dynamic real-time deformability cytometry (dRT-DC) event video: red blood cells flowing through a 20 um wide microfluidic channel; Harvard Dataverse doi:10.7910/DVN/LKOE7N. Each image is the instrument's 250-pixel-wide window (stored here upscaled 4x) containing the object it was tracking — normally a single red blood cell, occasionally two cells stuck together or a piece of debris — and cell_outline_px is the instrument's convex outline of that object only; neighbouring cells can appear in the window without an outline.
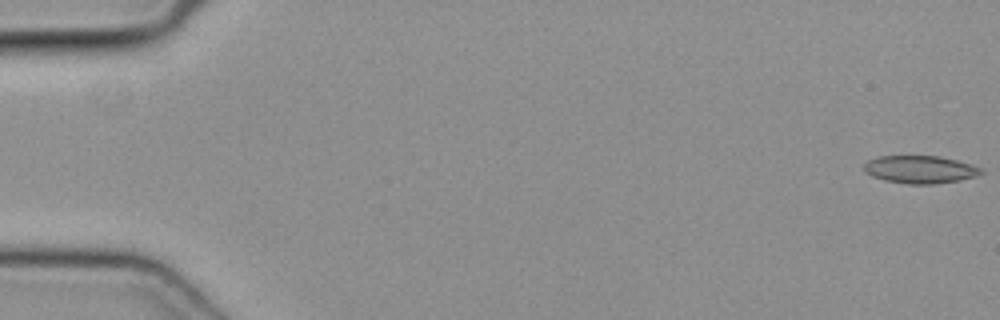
{"species": "common noctule bat (a hibernating species)", "species_latin": "Nyctalus noctula", "temperature_condition": "cold", "stored_images_in_passage": 26, "camera_frame_rate_fps": 3000, "um_per_image_px": 0.085, "animal": {"sex": "female", "body_mass_g": 19.3, "forearm_length_mm": 54.1}, "frame": {"image": 1, "passage_image": 1, "time_ms": 0.0, "image_size_px": [1000, 320], "cell_outline_px": [[984, 172], [976, 176], [960, 180], [936, 184], [908, 184], [884, 180], [872, 176], [864, 172], [864, 164], [868, 160], [876, 156], [940, 156], [956, 160], [980, 168]], "centroid_in_image_um": [78.17, 14.41], "position_along_channel_um": 6.8, "area_um2": 18.9}}
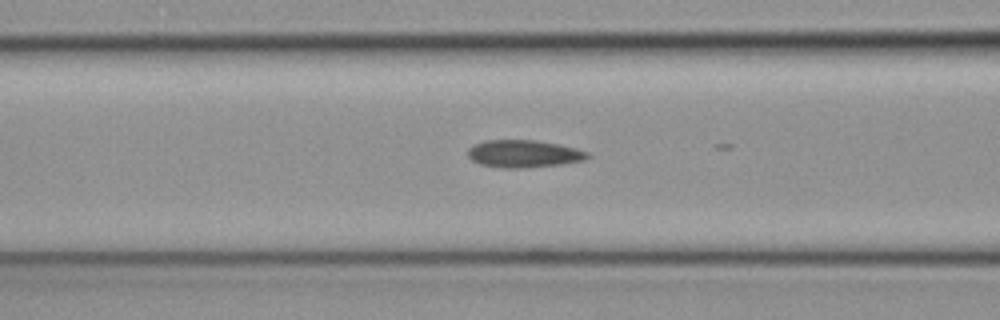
{"frame": {"image": 2, "passage_image": 21, "time_ms": 6.667, "image_size_px": [1000, 320], "cell_outline_px": [[592, 156], [584, 160], [560, 164], [524, 168], [500, 168], [480, 164], [472, 160], [468, 156], [468, 148], [484, 140], [536, 140], [560, 144], [588, 152]], "centroid_in_image_um": [44.52, 13.07], "position_along_channel_um": 122.1, "area_um2": 19.19}}
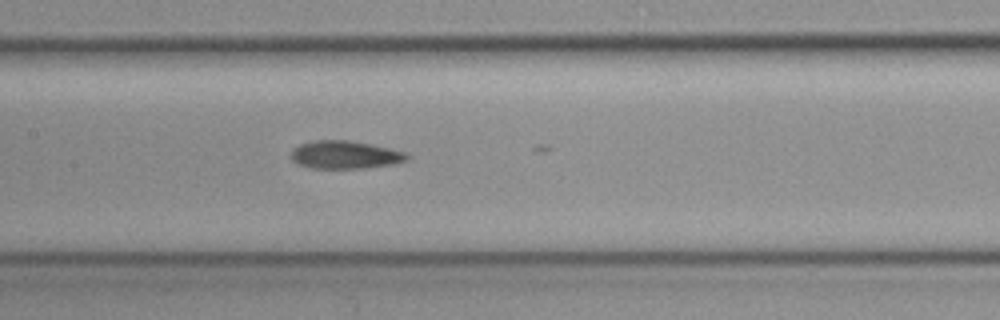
{"frame": {"image": 3, "passage_image": 25, "time_ms": 8.0, "image_size_px": [1000, 320], "cell_outline_px": [[408, 160], [396, 164], [364, 168], [312, 168], [300, 164], [292, 160], [292, 148], [300, 144], [312, 140], [348, 140], [408, 152]], "centroid_in_image_um": [29.35, 13.16], "position_along_channel_um": 178.1, "area_um2": 18.84}}